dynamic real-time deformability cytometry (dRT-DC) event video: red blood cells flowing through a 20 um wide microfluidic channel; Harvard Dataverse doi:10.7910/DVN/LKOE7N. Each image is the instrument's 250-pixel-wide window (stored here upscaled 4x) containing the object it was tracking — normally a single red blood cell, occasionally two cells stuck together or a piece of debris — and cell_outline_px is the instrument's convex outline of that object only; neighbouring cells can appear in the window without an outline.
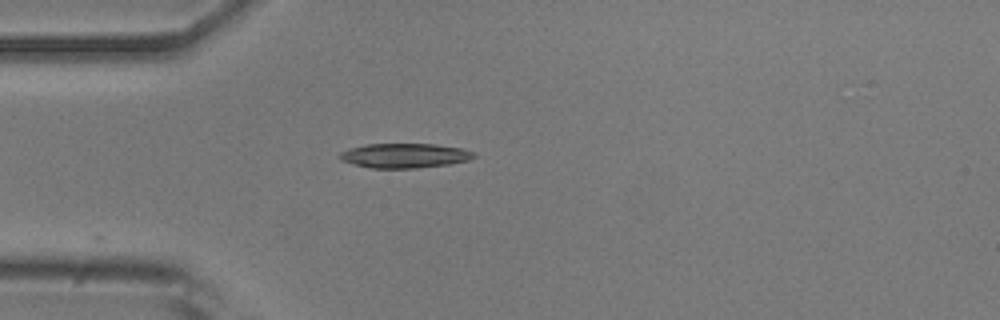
{"species": "common noctule bat (a hibernating species)", "species_latin": "Nyctalus noctula", "temperature_condition": "room temperature", "stored_images_in_passage": 34, "camera_frame_rate_fps": 3000, "um_per_image_px": 0.085, "animal": {"sex": "male", "body_mass_g": 20.5, "forearm_length_mm": 52.5}, "frame": {"image": 1, "passage_image": 1, "time_ms": 0.0, "image_size_px": [1000, 320], "cell_outline_px": [[476, 156], [468, 160], [448, 164], [416, 168], [372, 168], [340, 160], [336, 156], [340, 152], [348, 148], [364, 144], [436, 144], [460, 148], [476, 152]], "centroid_in_image_um": [34.36, 13.22], "position_along_channel_um": 50.6, "area_um2": 19.25}}
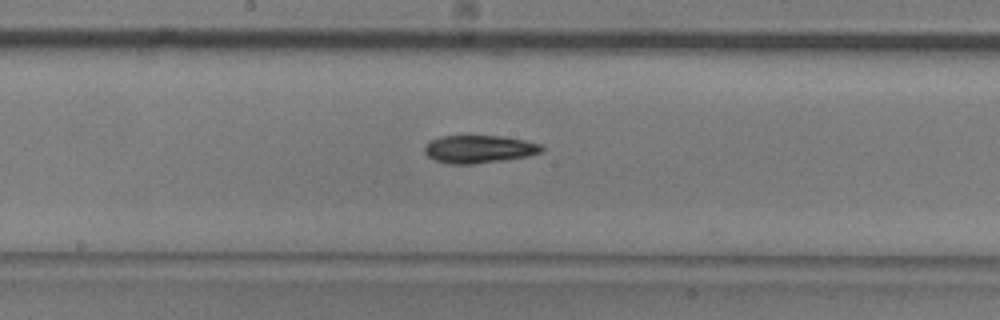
{"frame": {"image": 2, "passage_image": 14, "time_ms": 4.333, "image_size_px": [1000, 320], "cell_outline_px": [[544, 152], [528, 156], [472, 164], [448, 164], [436, 160], [428, 156], [424, 152], [424, 144], [428, 140], [440, 136], [500, 136], [524, 140], [540, 144], [544, 148]], "centroid_in_image_um": [40.68, 12.67], "position_along_channel_um": 207.5, "area_um2": 19.02}}
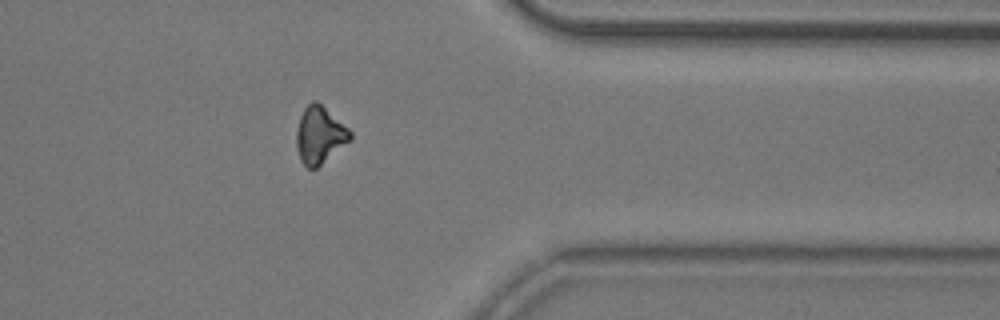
{"frame": {"image": 3, "passage_image": 29, "time_ms": 9.333, "image_size_px": [1000, 320], "cell_outline_px": [[352, 140], [316, 168], [308, 168], [300, 160], [296, 144], [296, 132], [300, 116], [304, 108], [312, 100], [316, 100], [348, 128], [352, 132]], "centroid_in_image_um": [27.17, 11.48], "position_along_channel_um": 384.2, "area_um2": 17.8}}